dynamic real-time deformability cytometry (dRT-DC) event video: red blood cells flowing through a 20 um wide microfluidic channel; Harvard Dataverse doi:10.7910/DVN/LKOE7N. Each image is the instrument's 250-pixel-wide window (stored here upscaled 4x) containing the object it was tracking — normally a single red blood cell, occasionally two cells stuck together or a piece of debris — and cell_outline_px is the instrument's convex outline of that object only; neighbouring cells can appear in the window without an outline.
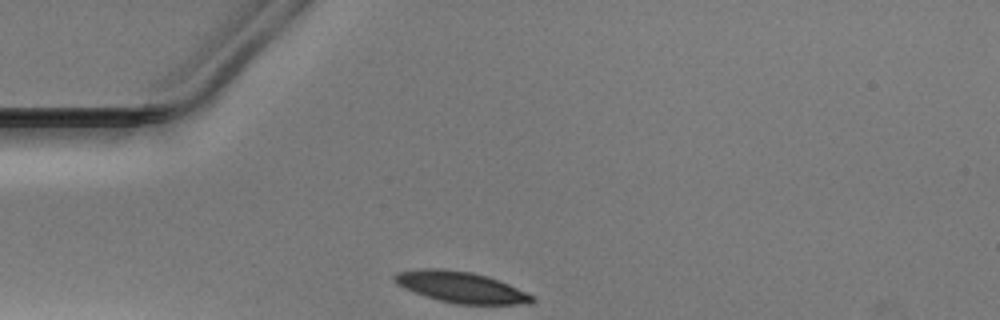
{"species": "Egyptian fruit bat (a non-hibernating species)", "species_latin": "Rousettus aegyptiacus", "temperature_condition": "warm", "stored_images_in_passage": 28, "camera_frame_rate_fps": 3000, "um_per_image_px": 0.085, "animal": {"sex": "male"}, "frame": {"image": 1, "passage_image": 1, "time_ms": 0.0, "image_size_px": [1000, 320], "cell_outline_px": [[536, 300], [532, 304], [456, 304], [440, 300], [404, 288], [396, 284], [392, 280], [392, 276], [396, 272], [420, 268], [440, 268], [472, 272], [488, 276], [508, 284], [536, 296]], "centroid_in_image_um": [39.2, 24.4], "position_along_channel_um": 45.8, "area_um2": 25.03}}
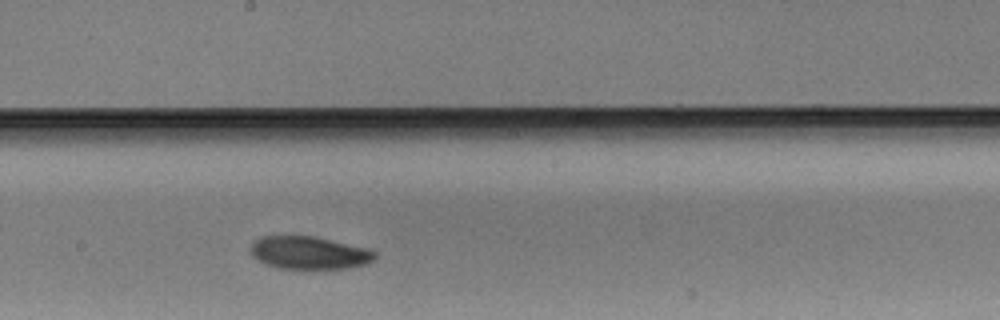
{"frame": {"image": 2, "passage_image": 16, "time_ms": 5.0, "image_size_px": [1000, 320], "cell_outline_px": [[376, 256], [372, 260], [364, 264], [348, 268], [312, 272], [276, 268], [264, 264], [252, 256], [248, 248], [260, 236], [316, 236], [368, 248], [376, 252]], "centroid_in_image_um": [26.25, 21.53], "position_along_channel_um": 221.9, "area_um2": 24.85}}
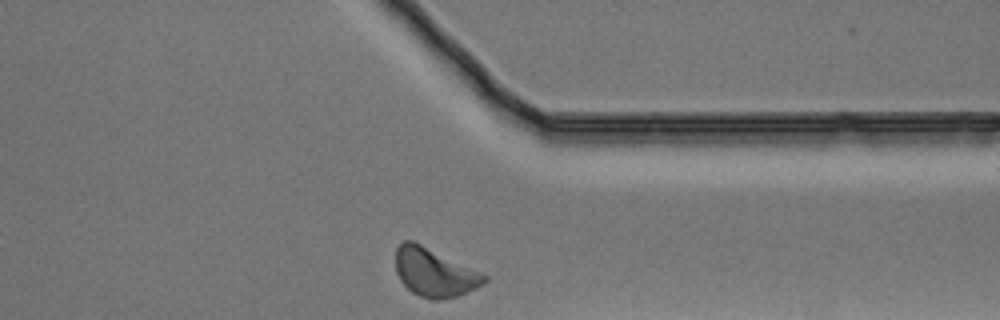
{"frame": {"image": 3, "passage_image": 28, "time_ms": 9.0, "image_size_px": [1000, 320], "cell_outline_px": [[488, 280], [484, 284], [476, 288], [456, 296], [440, 300], [432, 300], [420, 296], [412, 292], [400, 280], [396, 272], [396, 248], [404, 240], [412, 240], [488, 276]], "centroid_in_image_um": [36.91, 23.17], "position_along_channel_um": 374.5, "area_um2": 24.62}}